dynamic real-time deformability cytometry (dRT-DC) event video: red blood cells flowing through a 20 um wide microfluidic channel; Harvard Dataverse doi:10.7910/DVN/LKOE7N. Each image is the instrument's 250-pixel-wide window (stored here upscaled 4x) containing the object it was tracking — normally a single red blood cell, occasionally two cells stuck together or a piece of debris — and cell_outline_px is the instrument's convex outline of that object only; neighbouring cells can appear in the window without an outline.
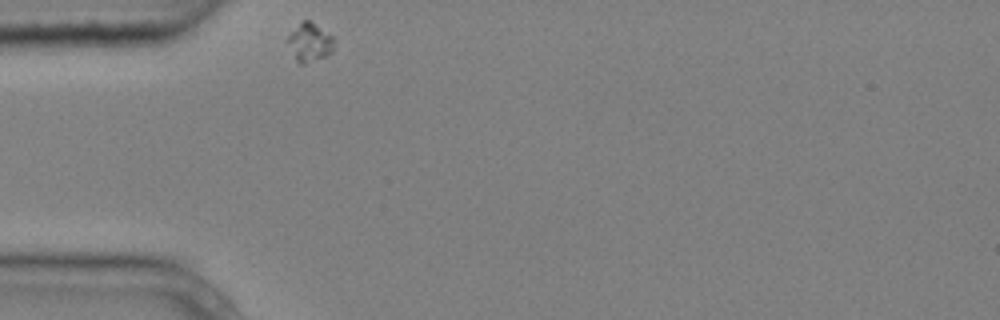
{"species": "common noctule bat (a hibernating species)", "species_latin": "Nyctalus noctula", "temperature_condition": "cold", "stored_images_in_passage": 1, "camera_frame_rate_fps": 3000, "um_per_image_px": 0.085, "animal": {"sex": "male", "body_mass_g": 20.4}, "frame": {"image": 1, "passage_image": 1, "time_ms": 0.0, "image_size_px": [1000, 320], "cell_outline_px": [[332, 52], [328, 56], [304, 64], [300, 64], [296, 60], [284, 40], [304, 20], [308, 20], [332, 36]], "centroid_in_image_um": [26.28, 3.65], "position_along_channel_um": 58.7, "area_um2": 10.17}}